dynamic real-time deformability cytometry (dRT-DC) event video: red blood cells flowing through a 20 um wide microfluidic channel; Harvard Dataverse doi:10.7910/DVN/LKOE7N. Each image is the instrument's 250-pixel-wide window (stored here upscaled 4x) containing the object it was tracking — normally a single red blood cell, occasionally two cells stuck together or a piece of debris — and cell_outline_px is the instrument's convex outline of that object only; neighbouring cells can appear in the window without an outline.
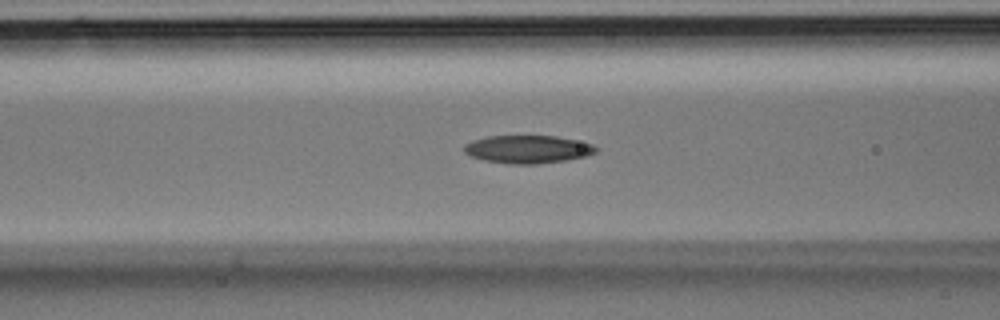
{"species": "Egyptian fruit bat (a non-hibernating species)", "species_latin": "Rousettus aegyptiacus", "temperature_condition": "room temperature", "stored_images_in_passage": 29, "camera_frame_rate_fps": 3000, "um_per_image_px": 0.085, "animal": {"sex": "male"}, "frame": {"image": 1, "passage_image": 6, "time_ms": 1.667, "image_size_px": [1000, 320], "cell_outline_px": [[596, 152], [584, 156], [564, 160], [536, 164], [508, 164], [484, 160], [472, 156], [464, 152], [464, 144], [472, 140], [488, 136], [556, 136], [576, 140], [592, 144], [596, 148]], "centroid_in_image_um": [44.81, 12.68], "position_along_channel_um": 121.8, "area_um2": 21.27}}
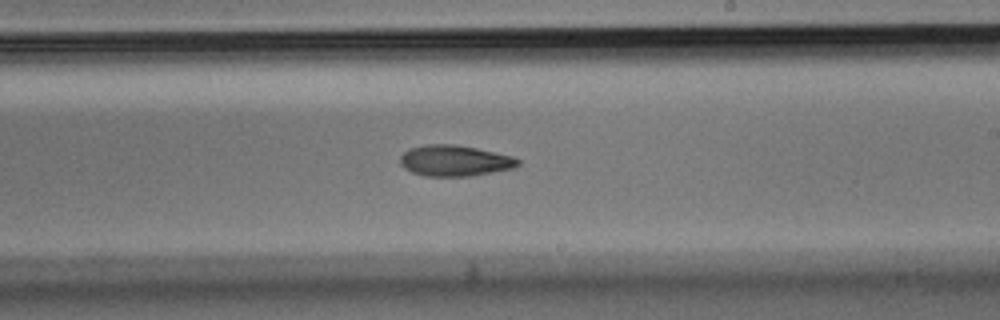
{"frame": {"image": 2, "passage_image": 13, "time_ms": 4.0, "image_size_px": [1000, 320], "cell_outline_px": [[520, 164], [516, 168], [468, 176], [428, 176], [412, 172], [404, 168], [400, 164], [400, 156], [408, 148], [424, 144], [456, 144], [476, 148], [512, 156], [520, 160]], "centroid_in_image_um": [38.64, 13.65], "position_along_channel_um": 250.4, "area_um2": 21.33}}
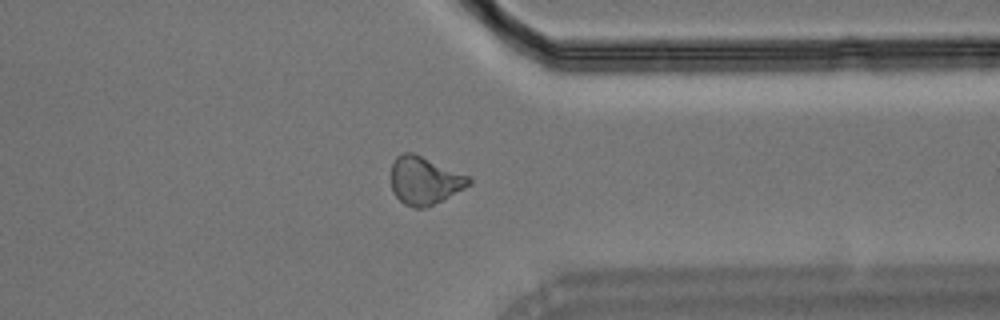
{"frame": {"image": 3, "passage_image": 20, "time_ms": 6.333, "image_size_px": [1000, 320], "cell_outline_px": [[472, 184], [424, 208], [416, 208], [404, 204], [392, 192], [392, 164], [396, 156], [404, 152], [412, 152], [468, 176], [472, 180]], "centroid_in_image_um": [36.06, 15.34], "position_along_channel_um": 375.3, "area_um2": 21.21}}